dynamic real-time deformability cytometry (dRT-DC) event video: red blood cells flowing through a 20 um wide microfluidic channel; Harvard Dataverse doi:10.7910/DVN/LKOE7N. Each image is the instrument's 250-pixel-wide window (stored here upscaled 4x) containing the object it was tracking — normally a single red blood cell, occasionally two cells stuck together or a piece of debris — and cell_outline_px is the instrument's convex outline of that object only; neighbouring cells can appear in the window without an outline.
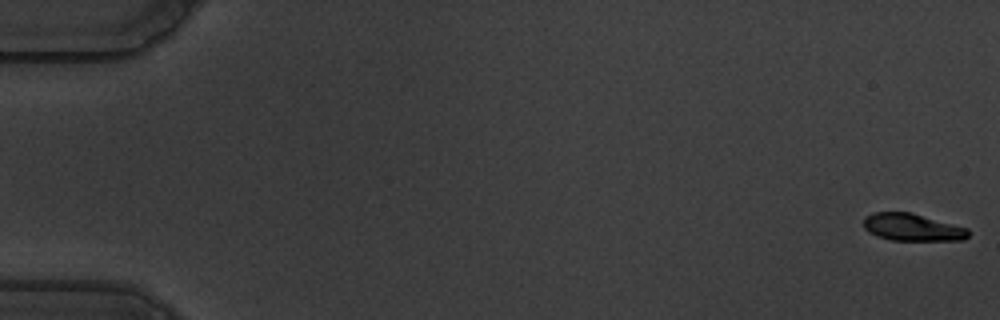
{"species": "common noctule bat (a hibernating species)", "species_latin": "Nyctalus noctula", "temperature_condition": "warm", "stored_images_in_passage": 40, "camera_frame_rate_fps": 3000, "um_per_image_px": 0.085, "animal": {"sex": "male", "body_mass_g": 19.5, "forearm_length_mm": 54.6}, "frame": {"image": 1, "passage_image": 1, "time_ms": 0.0, "image_size_px": [1000, 320], "cell_outline_px": [[968, 236], [964, 240], [892, 240], [876, 236], [868, 232], [864, 228], [864, 216], [872, 212], [912, 212], [968, 228]], "centroid_in_image_um": [77.52, 19.31], "position_along_channel_um": 7.5, "area_um2": 16.76}}
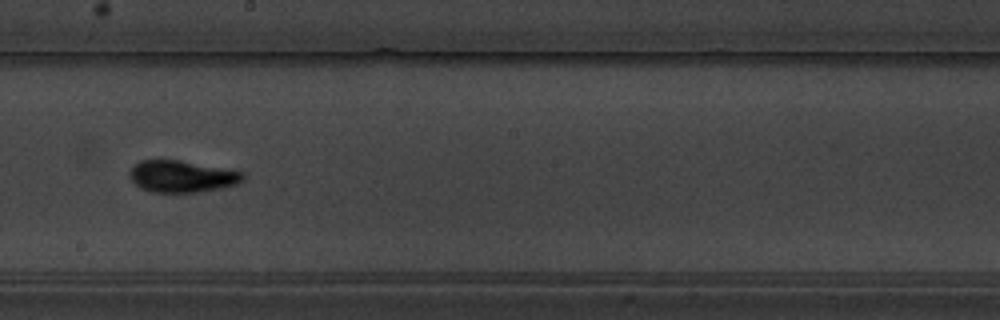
{"frame": {"image": 2, "passage_image": 34, "time_ms": 11.0, "image_size_px": [1000, 320], "cell_outline_px": [[244, 180], [236, 184], [220, 188], [196, 192], [152, 192], [140, 188], [128, 176], [128, 172], [140, 160], [180, 160], [244, 172]], "centroid_in_image_um": [15.44, 14.99], "position_along_channel_um": 232.8, "area_um2": 20.87}}
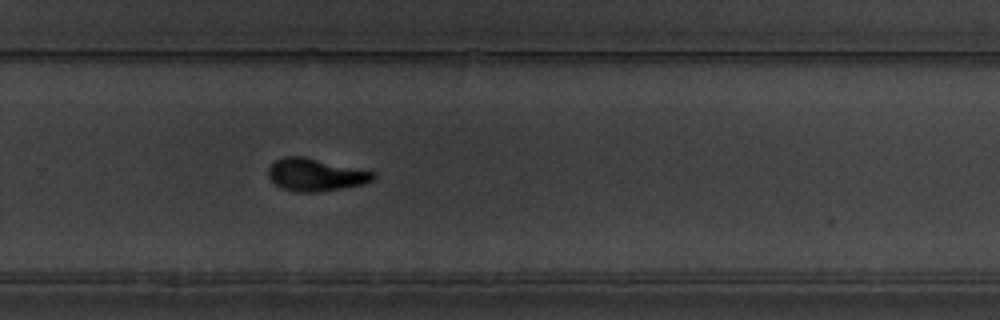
{"frame": {"image": 3, "passage_image": 40, "time_ms": 13.0, "image_size_px": [1000, 320], "cell_outline_px": [[376, 176], [372, 180], [364, 184], [316, 192], [296, 192], [284, 188], [276, 184], [268, 176], [268, 168], [276, 160], [284, 156], [304, 156], [376, 172]], "centroid_in_image_um": [26.83, 14.84], "position_along_channel_um": 303.0, "area_um2": 19.77}}